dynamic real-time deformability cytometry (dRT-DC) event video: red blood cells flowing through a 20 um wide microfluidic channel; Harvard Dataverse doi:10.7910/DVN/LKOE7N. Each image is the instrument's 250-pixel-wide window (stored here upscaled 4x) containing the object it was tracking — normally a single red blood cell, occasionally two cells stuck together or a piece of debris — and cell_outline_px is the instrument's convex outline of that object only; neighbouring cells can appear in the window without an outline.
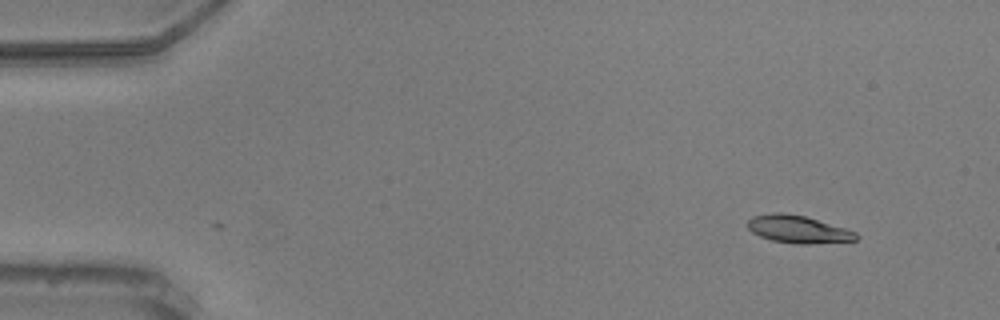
{"species": "common noctule bat (a hibernating species)", "species_latin": "Nyctalus noctula", "temperature_condition": "warm", "stored_images_in_passage": 51, "camera_frame_rate_fps": 3000, "um_per_image_px": 0.085, "animal": {"sex": "male", "body_mass_g": 20.5, "forearm_length_mm": 52.5}, "frame": {"image": 1, "passage_image": 1, "time_ms": 0.0, "image_size_px": [1000, 320], "cell_outline_px": [[860, 236], [856, 240], [812, 244], [796, 244], [772, 240], [760, 236], [752, 232], [748, 228], [748, 220], [752, 216], [772, 212], [780, 212], [804, 216], [844, 228], [856, 232]], "centroid_in_image_um": [67.82, 19.49], "position_along_channel_um": 17.2, "area_um2": 17.34}}
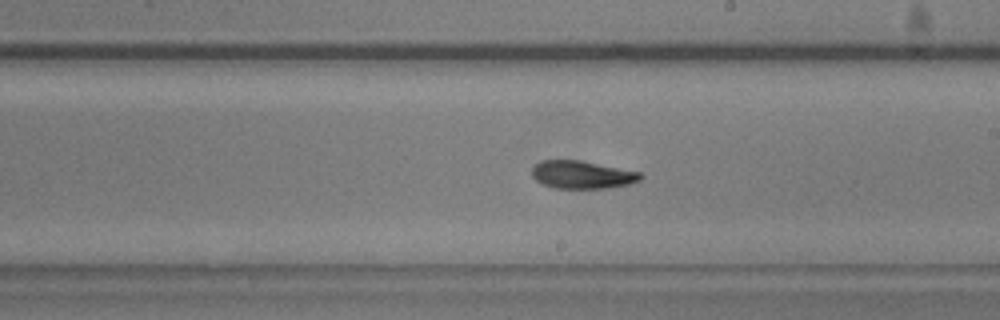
{"frame": {"image": 2, "passage_image": 28, "time_ms": 9.0, "image_size_px": [1000, 320], "cell_outline_px": [[644, 176], [640, 180], [628, 184], [608, 188], [552, 188], [536, 180], [532, 176], [532, 168], [540, 160], [580, 160], [640, 172]], "centroid_in_image_um": [49.47, 14.85], "position_along_channel_um": 239.5, "area_um2": 17.57}}
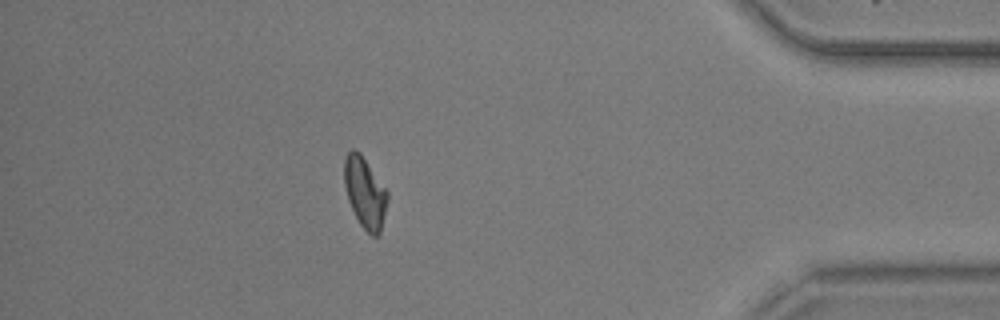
{"frame": {"image": 3, "passage_image": 45, "time_ms": 14.667, "image_size_px": [1000, 320], "cell_outline_px": [[388, 200], [380, 232], [376, 236], [372, 236], [360, 224], [348, 200], [344, 184], [344, 160], [348, 152], [352, 148], [356, 148], [360, 152], [388, 192]], "centroid_in_image_um": [31.01, 16.34], "position_along_channel_um": 404.2, "area_um2": 17.69}, "authors_computed_cell_mechanics": {"area_um2": 17.918, "velocity_mm_per_s": 3.6446, "shape_relaxation_time_tau1_ms": 3.3738, "shape_relaxation_time_tau2_ms": 1.7645, "deformation_change_tau1": 0.1318, "deformation_change_tau2": 0.0699}}